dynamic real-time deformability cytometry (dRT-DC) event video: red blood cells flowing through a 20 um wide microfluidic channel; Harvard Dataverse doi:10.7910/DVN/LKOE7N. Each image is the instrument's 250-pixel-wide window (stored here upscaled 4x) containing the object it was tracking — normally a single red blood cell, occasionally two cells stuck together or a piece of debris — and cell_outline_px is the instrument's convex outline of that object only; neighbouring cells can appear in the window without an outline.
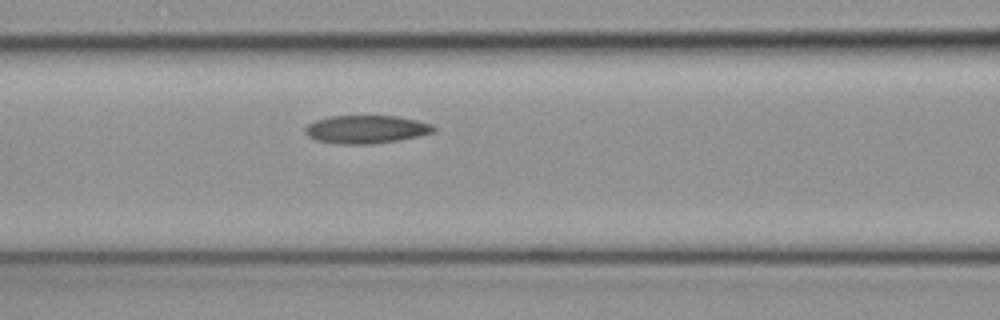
{"species": "common noctule bat (a hibernating species)", "species_latin": "Nyctalus noctula", "temperature_condition": "cold", "stored_images_in_passage": 6, "camera_frame_rate_fps": 3000, "um_per_image_px": 0.085, "animal": {"sex": "female", "body_mass_g": 19.3, "forearm_length_mm": 54.1}, "frame": {"image": 1, "passage_image": 6, "time_ms": 1.667, "image_size_px": [1000, 320], "cell_outline_px": [[436, 128], [432, 132], [416, 136], [396, 140], [368, 144], [348, 144], [316, 140], [308, 136], [304, 132], [304, 128], [308, 124], [316, 120], [332, 116], [396, 116], [416, 120], [432, 124]], "centroid_in_image_um": [31.09, 10.98], "position_along_channel_um": 135.5, "area_um2": 20.63}}